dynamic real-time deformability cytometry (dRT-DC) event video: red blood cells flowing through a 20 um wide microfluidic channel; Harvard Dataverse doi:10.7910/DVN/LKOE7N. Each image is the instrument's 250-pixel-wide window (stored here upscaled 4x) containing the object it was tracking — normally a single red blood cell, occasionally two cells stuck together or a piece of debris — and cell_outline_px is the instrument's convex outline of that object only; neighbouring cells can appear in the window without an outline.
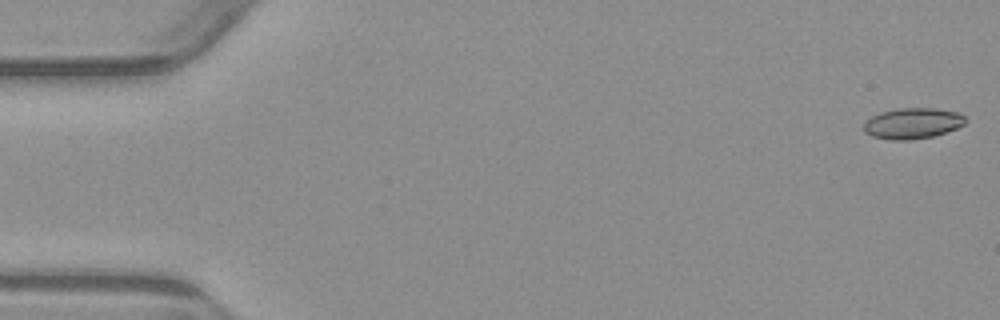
{"species": "common noctule bat (a hibernating species)", "species_latin": "Nyctalus noctula", "temperature_condition": "warm", "stored_images_in_passage": 5, "segment_of_instrument_passage": [1, 2], "camera_frame_rate_fps": 3000, "um_per_image_px": 0.085, "animal": {"sex": "male", "body_mass_g": 23.1, "forearm_length_mm": 52.7}, "frame": {"image": 1, "passage_image": 1, "time_ms": 0.0, "image_size_px": [1000, 320], "cell_outline_px": [[968, 120], [964, 124], [948, 132], [932, 136], [912, 140], [892, 140], [872, 136], [864, 132], [864, 124], [872, 116], [880, 112], [900, 108], [932, 108], [960, 112]], "centroid_in_image_um": [77.6, 10.48], "position_along_channel_um": 7.4, "area_um2": 18.32}}
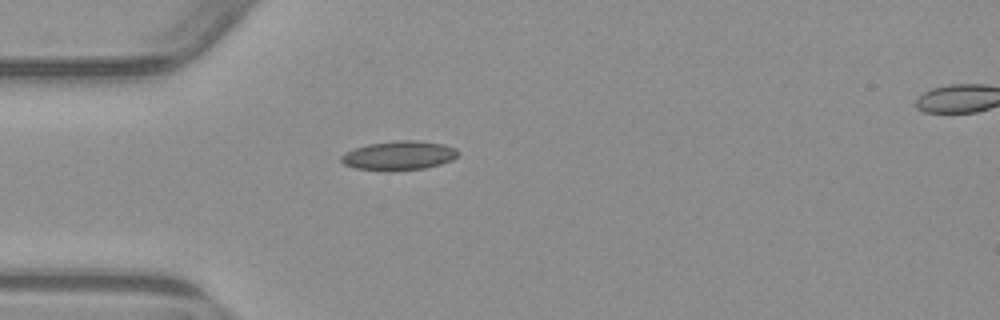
{"frame": {"image": 2, "passage_image": 4, "time_ms": 4.667, "image_size_px": [1000, 320], "cell_outline_px": [[460, 152], [452, 160], [440, 164], [424, 168], [388, 172], [384, 172], [356, 168], [344, 164], [340, 160], [340, 156], [344, 152], [368, 144], [396, 140], [420, 140], [444, 144], [456, 148]], "centroid_in_image_um": [33.9, 13.22], "position_along_channel_um": 51.1, "area_um2": 20.17}}